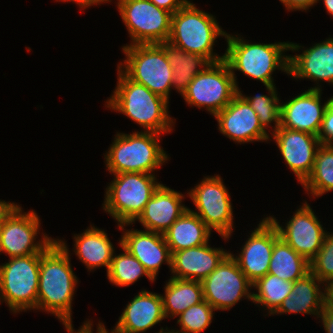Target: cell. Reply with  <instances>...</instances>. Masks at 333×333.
<instances>
[{
  "instance_id": "6da1fadb",
  "label": "cell",
  "mask_w": 333,
  "mask_h": 333,
  "mask_svg": "<svg viewBox=\"0 0 333 333\" xmlns=\"http://www.w3.org/2000/svg\"><path fill=\"white\" fill-rule=\"evenodd\" d=\"M66 242L56 238L41 252L37 295V310L57 317L62 325L73 322L72 302L79 284Z\"/></svg>"
},
{
  "instance_id": "7a4b0ae2",
  "label": "cell",
  "mask_w": 333,
  "mask_h": 333,
  "mask_svg": "<svg viewBox=\"0 0 333 333\" xmlns=\"http://www.w3.org/2000/svg\"><path fill=\"white\" fill-rule=\"evenodd\" d=\"M116 70L117 85L106 100L105 108L127 116L143 127V131L172 133L176 120L169 115V102L130 80L118 67Z\"/></svg>"
},
{
  "instance_id": "3957f363",
  "label": "cell",
  "mask_w": 333,
  "mask_h": 333,
  "mask_svg": "<svg viewBox=\"0 0 333 333\" xmlns=\"http://www.w3.org/2000/svg\"><path fill=\"white\" fill-rule=\"evenodd\" d=\"M241 36L227 33L225 37L227 47L224 53V61L233 75L238 90L241 88L238 86L236 71L262 82L264 86L276 85L272 77L276 70L289 75V54L285 53L289 51V41L252 43Z\"/></svg>"
},
{
  "instance_id": "277c9868",
  "label": "cell",
  "mask_w": 333,
  "mask_h": 333,
  "mask_svg": "<svg viewBox=\"0 0 333 333\" xmlns=\"http://www.w3.org/2000/svg\"><path fill=\"white\" fill-rule=\"evenodd\" d=\"M114 136L112 144L104 153V163L109 174H155L170 159V155L160 145L162 134L136 130L130 134L117 132Z\"/></svg>"
},
{
  "instance_id": "5b68a950",
  "label": "cell",
  "mask_w": 333,
  "mask_h": 333,
  "mask_svg": "<svg viewBox=\"0 0 333 333\" xmlns=\"http://www.w3.org/2000/svg\"><path fill=\"white\" fill-rule=\"evenodd\" d=\"M226 35L215 15L200 10L189 0L172 15L168 42L215 63L224 60V54L214 52L216 39Z\"/></svg>"
},
{
  "instance_id": "8992f818",
  "label": "cell",
  "mask_w": 333,
  "mask_h": 333,
  "mask_svg": "<svg viewBox=\"0 0 333 333\" xmlns=\"http://www.w3.org/2000/svg\"><path fill=\"white\" fill-rule=\"evenodd\" d=\"M112 176L113 180L105 188L102 208L118 225L132 224L162 183L158 182L157 175L141 172Z\"/></svg>"
},
{
  "instance_id": "52a82bcc",
  "label": "cell",
  "mask_w": 333,
  "mask_h": 333,
  "mask_svg": "<svg viewBox=\"0 0 333 333\" xmlns=\"http://www.w3.org/2000/svg\"><path fill=\"white\" fill-rule=\"evenodd\" d=\"M126 58L117 67L135 83L169 102L173 70L163 48L158 44H134L122 47Z\"/></svg>"
},
{
  "instance_id": "ba28073f",
  "label": "cell",
  "mask_w": 333,
  "mask_h": 333,
  "mask_svg": "<svg viewBox=\"0 0 333 333\" xmlns=\"http://www.w3.org/2000/svg\"><path fill=\"white\" fill-rule=\"evenodd\" d=\"M40 254L9 258L0 265V304L13 314L37 310Z\"/></svg>"
},
{
  "instance_id": "9c48e42d",
  "label": "cell",
  "mask_w": 333,
  "mask_h": 333,
  "mask_svg": "<svg viewBox=\"0 0 333 333\" xmlns=\"http://www.w3.org/2000/svg\"><path fill=\"white\" fill-rule=\"evenodd\" d=\"M219 174L204 176L192 189L187 191L197 211L195 213L212 231L228 241L234 232L233 206L231 194Z\"/></svg>"
},
{
  "instance_id": "30bf717a",
  "label": "cell",
  "mask_w": 333,
  "mask_h": 333,
  "mask_svg": "<svg viewBox=\"0 0 333 333\" xmlns=\"http://www.w3.org/2000/svg\"><path fill=\"white\" fill-rule=\"evenodd\" d=\"M239 93L227 63H210L196 75L181 95L186 104L205 109L213 117L224 109Z\"/></svg>"
},
{
  "instance_id": "8fae6325",
  "label": "cell",
  "mask_w": 333,
  "mask_h": 333,
  "mask_svg": "<svg viewBox=\"0 0 333 333\" xmlns=\"http://www.w3.org/2000/svg\"><path fill=\"white\" fill-rule=\"evenodd\" d=\"M119 15L127 28L130 43L154 44L168 41L172 14L150 0H116Z\"/></svg>"
},
{
  "instance_id": "7c38bea8",
  "label": "cell",
  "mask_w": 333,
  "mask_h": 333,
  "mask_svg": "<svg viewBox=\"0 0 333 333\" xmlns=\"http://www.w3.org/2000/svg\"><path fill=\"white\" fill-rule=\"evenodd\" d=\"M201 283L204 300L215 311L230 310L244 299L252 302V283L230 253Z\"/></svg>"
},
{
  "instance_id": "4fadbf2b",
  "label": "cell",
  "mask_w": 333,
  "mask_h": 333,
  "mask_svg": "<svg viewBox=\"0 0 333 333\" xmlns=\"http://www.w3.org/2000/svg\"><path fill=\"white\" fill-rule=\"evenodd\" d=\"M40 217L35 210L24 212L19 206L0 226L1 248L9 258L40 254L55 238L41 233ZM38 239V240H37Z\"/></svg>"
},
{
  "instance_id": "5bb4252c",
  "label": "cell",
  "mask_w": 333,
  "mask_h": 333,
  "mask_svg": "<svg viewBox=\"0 0 333 333\" xmlns=\"http://www.w3.org/2000/svg\"><path fill=\"white\" fill-rule=\"evenodd\" d=\"M293 213L285 226L280 225L275 216L269 214L267 217L277 227L280 238L310 262L321 249L328 232L307 201Z\"/></svg>"
},
{
  "instance_id": "9a60e30c",
  "label": "cell",
  "mask_w": 333,
  "mask_h": 333,
  "mask_svg": "<svg viewBox=\"0 0 333 333\" xmlns=\"http://www.w3.org/2000/svg\"><path fill=\"white\" fill-rule=\"evenodd\" d=\"M300 49L302 51H300ZM289 51L299 54H289V75L292 79H308L314 81L313 87L308 89L321 90V82L333 85V38L312 44L308 48L299 43L290 42ZM320 82V83H319ZM316 85V86H315Z\"/></svg>"
},
{
  "instance_id": "2e32d148",
  "label": "cell",
  "mask_w": 333,
  "mask_h": 333,
  "mask_svg": "<svg viewBox=\"0 0 333 333\" xmlns=\"http://www.w3.org/2000/svg\"><path fill=\"white\" fill-rule=\"evenodd\" d=\"M249 235L238 255L231 251L230 254L253 284L268 273L274 243L280 235L277 227L268 217H263Z\"/></svg>"
},
{
  "instance_id": "e0dca14e",
  "label": "cell",
  "mask_w": 333,
  "mask_h": 333,
  "mask_svg": "<svg viewBox=\"0 0 333 333\" xmlns=\"http://www.w3.org/2000/svg\"><path fill=\"white\" fill-rule=\"evenodd\" d=\"M214 118L220 133L240 145L272 141L269 130L266 131L261 126L256 112L240 93Z\"/></svg>"
},
{
  "instance_id": "ac0fdd59",
  "label": "cell",
  "mask_w": 333,
  "mask_h": 333,
  "mask_svg": "<svg viewBox=\"0 0 333 333\" xmlns=\"http://www.w3.org/2000/svg\"><path fill=\"white\" fill-rule=\"evenodd\" d=\"M270 137L275 141L286 165L302 185L314 168L316 153L321 146L318 136L279 127Z\"/></svg>"
},
{
  "instance_id": "d6986e66",
  "label": "cell",
  "mask_w": 333,
  "mask_h": 333,
  "mask_svg": "<svg viewBox=\"0 0 333 333\" xmlns=\"http://www.w3.org/2000/svg\"><path fill=\"white\" fill-rule=\"evenodd\" d=\"M130 225L117 226L120 231H123L120 237L121 245L144 266L149 275L156 281L163 263L168 265L171 270L172 254L165 237L163 234L152 231L126 229Z\"/></svg>"
},
{
  "instance_id": "ffe728a7",
  "label": "cell",
  "mask_w": 333,
  "mask_h": 333,
  "mask_svg": "<svg viewBox=\"0 0 333 333\" xmlns=\"http://www.w3.org/2000/svg\"><path fill=\"white\" fill-rule=\"evenodd\" d=\"M322 89H307L301 94L281 102L280 127L318 136L324 112L331 97L321 101Z\"/></svg>"
},
{
  "instance_id": "44dd1931",
  "label": "cell",
  "mask_w": 333,
  "mask_h": 333,
  "mask_svg": "<svg viewBox=\"0 0 333 333\" xmlns=\"http://www.w3.org/2000/svg\"><path fill=\"white\" fill-rule=\"evenodd\" d=\"M166 319L161 294L143 289L128 301L111 332L145 333Z\"/></svg>"
},
{
  "instance_id": "7402d4cb",
  "label": "cell",
  "mask_w": 333,
  "mask_h": 333,
  "mask_svg": "<svg viewBox=\"0 0 333 333\" xmlns=\"http://www.w3.org/2000/svg\"><path fill=\"white\" fill-rule=\"evenodd\" d=\"M185 198L182 192L161 184L131 226L138 221L143 230L164 234L189 208L182 203Z\"/></svg>"
},
{
  "instance_id": "603a6c76",
  "label": "cell",
  "mask_w": 333,
  "mask_h": 333,
  "mask_svg": "<svg viewBox=\"0 0 333 333\" xmlns=\"http://www.w3.org/2000/svg\"><path fill=\"white\" fill-rule=\"evenodd\" d=\"M209 243L173 252L170 277L202 282L230 253L222 247H211Z\"/></svg>"
},
{
  "instance_id": "cb8c5ba5",
  "label": "cell",
  "mask_w": 333,
  "mask_h": 333,
  "mask_svg": "<svg viewBox=\"0 0 333 333\" xmlns=\"http://www.w3.org/2000/svg\"><path fill=\"white\" fill-rule=\"evenodd\" d=\"M322 283L311 272L307 273L303 278L293 282L291 293L284 299L279 308L272 314H309L316 316L325 307V288Z\"/></svg>"
},
{
  "instance_id": "d4e9b609",
  "label": "cell",
  "mask_w": 333,
  "mask_h": 333,
  "mask_svg": "<svg viewBox=\"0 0 333 333\" xmlns=\"http://www.w3.org/2000/svg\"><path fill=\"white\" fill-rule=\"evenodd\" d=\"M82 233L74 234L73 252L85 264L88 272L106 267L108 272L115 247L104 229L90 224Z\"/></svg>"
},
{
  "instance_id": "484cf974",
  "label": "cell",
  "mask_w": 333,
  "mask_h": 333,
  "mask_svg": "<svg viewBox=\"0 0 333 333\" xmlns=\"http://www.w3.org/2000/svg\"><path fill=\"white\" fill-rule=\"evenodd\" d=\"M211 232L195 213L187 209L163 235L172 254L206 244Z\"/></svg>"
},
{
  "instance_id": "4316f807",
  "label": "cell",
  "mask_w": 333,
  "mask_h": 333,
  "mask_svg": "<svg viewBox=\"0 0 333 333\" xmlns=\"http://www.w3.org/2000/svg\"><path fill=\"white\" fill-rule=\"evenodd\" d=\"M164 50L173 70L172 89L184 93L194 77L201 73L210 62L194 53H189L168 41L158 43Z\"/></svg>"
},
{
  "instance_id": "83f0119b",
  "label": "cell",
  "mask_w": 333,
  "mask_h": 333,
  "mask_svg": "<svg viewBox=\"0 0 333 333\" xmlns=\"http://www.w3.org/2000/svg\"><path fill=\"white\" fill-rule=\"evenodd\" d=\"M161 297L166 319H174L187 308L204 300L202 283L170 277Z\"/></svg>"
},
{
  "instance_id": "f1b7e54d",
  "label": "cell",
  "mask_w": 333,
  "mask_h": 333,
  "mask_svg": "<svg viewBox=\"0 0 333 333\" xmlns=\"http://www.w3.org/2000/svg\"><path fill=\"white\" fill-rule=\"evenodd\" d=\"M309 272V262L279 237L274 243L268 273L295 282Z\"/></svg>"
},
{
  "instance_id": "f546056e",
  "label": "cell",
  "mask_w": 333,
  "mask_h": 333,
  "mask_svg": "<svg viewBox=\"0 0 333 333\" xmlns=\"http://www.w3.org/2000/svg\"><path fill=\"white\" fill-rule=\"evenodd\" d=\"M293 282L286 281L278 276L267 273L252 284V302L259 308L267 310L265 316L272 314L291 293ZM260 305V306H259Z\"/></svg>"
},
{
  "instance_id": "4dcf8cb0",
  "label": "cell",
  "mask_w": 333,
  "mask_h": 333,
  "mask_svg": "<svg viewBox=\"0 0 333 333\" xmlns=\"http://www.w3.org/2000/svg\"><path fill=\"white\" fill-rule=\"evenodd\" d=\"M302 186L315 199L333 191V144H321L318 148L313 171Z\"/></svg>"
},
{
  "instance_id": "1f68e13d",
  "label": "cell",
  "mask_w": 333,
  "mask_h": 333,
  "mask_svg": "<svg viewBox=\"0 0 333 333\" xmlns=\"http://www.w3.org/2000/svg\"><path fill=\"white\" fill-rule=\"evenodd\" d=\"M123 252H114L110 268L106 273L110 284L117 287H129L139 281L141 277H147L152 283L155 280L149 275L144 266L118 242Z\"/></svg>"
},
{
  "instance_id": "d6a6232c",
  "label": "cell",
  "mask_w": 333,
  "mask_h": 333,
  "mask_svg": "<svg viewBox=\"0 0 333 333\" xmlns=\"http://www.w3.org/2000/svg\"><path fill=\"white\" fill-rule=\"evenodd\" d=\"M268 94H256L247 96L242 90L239 93L249 102L252 109L256 112L261 126L267 129L273 127L269 132H275L280 127L281 99L278 96L276 86L265 85ZM274 122V123H273ZM274 124L273 126L271 124Z\"/></svg>"
},
{
  "instance_id": "836d02e7",
  "label": "cell",
  "mask_w": 333,
  "mask_h": 333,
  "mask_svg": "<svg viewBox=\"0 0 333 333\" xmlns=\"http://www.w3.org/2000/svg\"><path fill=\"white\" fill-rule=\"evenodd\" d=\"M215 309L205 300L192 305L177 316L179 329H172L174 333H201L212 323Z\"/></svg>"
},
{
  "instance_id": "e575fe53",
  "label": "cell",
  "mask_w": 333,
  "mask_h": 333,
  "mask_svg": "<svg viewBox=\"0 0 333 333\" xmlns=\"http://www.w3.org/2000/svg\"><path fill=\"white\" fill-rule=\"evenodd\" d=\"M309 264L310 272L322 283L325 285L333 283V232L328 231L321 249Z\"/></svg>"
},
{
  "instance_id": "d590c367",
  "label": "cell",
  "mask_w": 333,
  "mask_h": 333,
  "mask_svg": "<svg viewBox=\"0 0 333 333\" xmlns=\"http://www.w3.org/2000/svg\"><path fill=\"white\" fill-rule=\"evenodd\" d=\"M318 139L321 144H333V96H331V101L324 112Z\"/></svg>"
},
{
  "instance_id": "8d00e7d4",
  "label": "cell",
  "mask_w": 333,
  "mask_h": 333,
  "mask_svg": "<svg viewBox=\"0 0 333 333\" xmlns=\"http://www.w3.org/2000/svg\"><path fill=\"white\" fill-rule=\"evenodd\" d=\"M288 12L306 11L313 7L319 0H279Z\"/></svg>"
},
{
  "instance_id": "74e56055",
  "label": "cell",
  "mask_w": 333,
  "mask_h": 333,
  "mask_svg": "<svg viewBox=\"0 0 333 333\" xmlns=\"http://www.w3.org/2000/svg\"><path fill=\"white\" fill-rule=\"evenodd\" d=\"M157 7L170 12L172 15L183 7L189 0H150Z\"/></svg>"
},
{
  "instance_id": "f35d334b",
  "label": "cell",
  "mask_w": 333,
  "mask_h": 333,
  "mask_svg": "<svg viewBox=\"0 0 333 333\" xmlns=\"http://www.w3.org/2000/svg\"><path fill=\"white\" fill-rule=\"evenodd\" d=\"M20 205L15 202L5 201L0 199V226L10 217V215Z\"/></svg>"
},
{
  "instance_id": "ab89813d",
  "label": "cell",
  "mask_w": 333,
  "mask_h": 333,
  "mask_svg": "<svg viewBox=\"0 0 333 333\" xmlns=\"http://www.w3.org/2000/svg\"><path fill=\"white\" fill-rule=\"evenodd\" d=\"M318 318L322 322L321 325L324 327L325 332L333 333V313L324 307Z\"/></svg>"
},
{
  "instance_id": "60d3db41",
  "label": "cell",
  "mask_w": 333,
  "mask_h": 333,
  "mask_svg": "<svg viewBox=\"0 0 333 333\" xmlns=\"http://www.w3.org/2000/svg\"><path fill=\"white\" fill-rule=\"evenodd\" d=\"M56 2H72L77 4V6H79V8L82 10H85L86 8H90L91 6H97V5H101L103 3H109L112 0H55Z\"/></svg>"
},
{
  "instance_id": "b9f144b4",
  "label": "cell",
  "mask_w": 333,
  "mask_h": 333,
  "mask_svg": "<svg viewBox=\"0 0 333 333\" xmlns=\"http://www.w3.org/2000/svg\"><path fill=\"white\" fill-rule=\"evenodd\" d=\"M325 307L333 313V283L325 287Z\"/></svg>"
},
{
  "instance_id": "7bdbcfd3",
  "label": "cell",
  "mask_w": 333,
  "mask_h": 333,
  "mask_svg": "<svg viewBox=\"0 0 333 333\" xmlns=\"http://www.w3.org/2000/svg\"><path fill=\"white\" fill-rule=\"evenodd\" d=\"M321 1V0H319ZM324 6H325V9L327 10V14L330 15V17L332 16L333 17V0H322Z\"/></svg>"
},
{
  "instance_id": "ee69618b",
  "label": "cell",
  "mask_w": 333,
  "mask_h": 333,
  "mask_svg": "<svg viewBox=\"0 0 333 333\" xmlns=\"http://www.w3.org/2000/svg\"><path fill=\"white\" fill-rule=\"evenodd\" d=\"M157 333H174L171 329H168V327H160V330Z\"/></svg>"
},
{
  "instance_id": "f6af8a7d",
  "label": "cell",
  "mask_w": 333,
  "mask_h": 333,
  "mask_svg": "<svg viewBox=\"0 0 333 333\" xmlns=\"http://www.w3.org/2000/svg\"><path fill=\"white\" fill-rule=\"evenodd\" d=\"M2 254V248H1V235H0V255Z\"/></svg>"
}]
</instances>
